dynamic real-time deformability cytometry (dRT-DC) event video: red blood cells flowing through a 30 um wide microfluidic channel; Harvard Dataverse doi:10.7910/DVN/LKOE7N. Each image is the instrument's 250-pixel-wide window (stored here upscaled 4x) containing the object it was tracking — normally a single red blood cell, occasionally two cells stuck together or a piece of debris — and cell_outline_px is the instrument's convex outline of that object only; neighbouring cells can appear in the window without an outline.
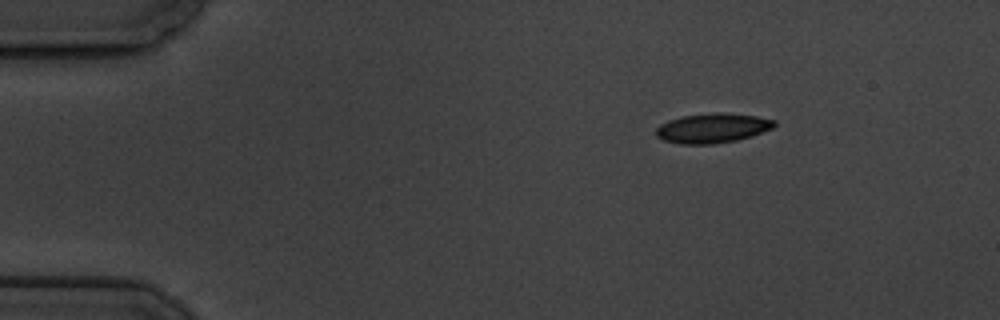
{"species": "common noctule bat (a hibernating species)", "species_latin": "Nyctalus noctula", "temperature_condition": "cold", "stored_images_in_passage": 4, "segment_of_instrument_passage": [1, 2], "camera_frame_rate_fps": 3000, "um_per_image_px": 0.085, "animal": {"sex": "male", "body_mass_g": 19.5, "forearm_length_mm": 54.6}, "frame": {"image": 1, "passage_image": 1, "time_ms": 0.0, "image_size_px": [1000, 320], "cell_outline_px": [[776, 124], [772, 128], [752, 136], [736, 140], [712, 144], [680, 144], [664, 140], [656, 136], [656, 128], [660, 124], [668, 120], [684, 116], [716, 112], [720, 112], [756, 116], [776, 120]], "centroid_in_image_um": [60.56, 10.89], "position_along_channel_um": 24.4, "area_um2": 20.35}}
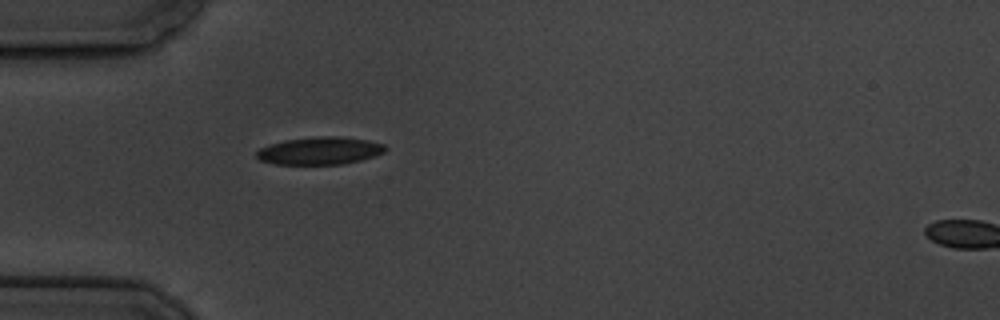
{"frame": {"image": 2, "passage_image": 3, "time_ms": 3.0, "image_size_px": [1000, 320], "cell_outline_px": [[388, 148], [384, 152], [376, 156], [344, 164], [276, 164], [260, 160], [256, 156], [256, 152], [260, 148], [268, 144], [284, 140], [316, 136], [340, 136], [368, 140], [384, 144]], "centroid_in_image_um": [27.2, 12.8], "position_along_channel_um": 57.8, "area_um2": 20.87}}